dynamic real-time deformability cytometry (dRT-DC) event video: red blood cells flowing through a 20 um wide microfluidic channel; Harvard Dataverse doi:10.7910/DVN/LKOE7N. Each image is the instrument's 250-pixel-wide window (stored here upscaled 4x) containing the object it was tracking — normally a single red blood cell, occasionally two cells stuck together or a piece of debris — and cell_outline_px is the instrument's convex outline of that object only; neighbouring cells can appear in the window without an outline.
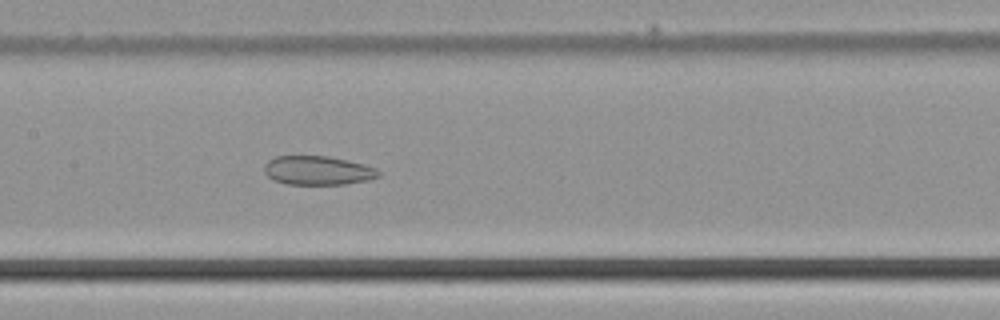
{"species": "common noctule bat (a hibernating species)", "species_latin": "Nyctalus noctula", "temperature_condition": "cold", "stored_images_in_passage": 38, "camera_frame_rate_fps": 3000, "um_per_image_px": 0.085, "animal": {"sex": "male", "body_mass_g": 21.5, "forearm_length_mm": 52.0}, "frame": {"image": 1, "passage_image": 12, "time_ms": 3.667, "image_size_px": [1000, 320], "cell_outline_px": [[380, 176], [368, 180], [344, 184], [288, 184], [272, 180], [264, 172], [264, 164], [268, 160], [276, 156], [328, 156], [376, 168], [380, 172]], "centroid_in_image_um": [26.97, 14.49], "position_along_channel_um": 180.4, "area_um2": 19.13}}
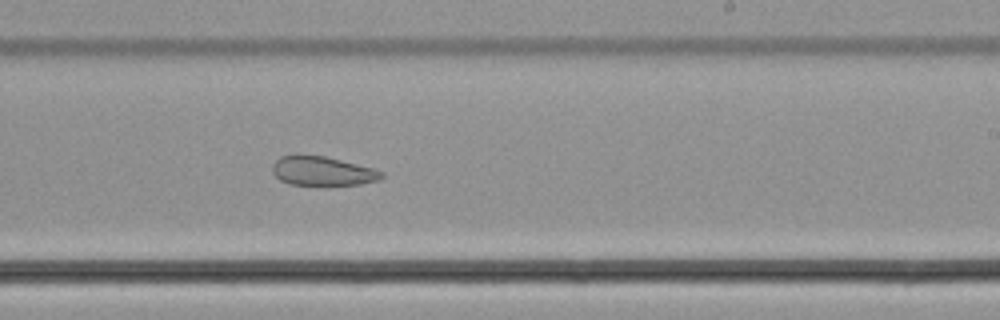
{"frame": {"image": 2, "passage_image": 18, "time_ms": 5.667, "image_size_px": [1000, 320], "cell_outline_px": [[384, 176], [380, 180], [360, 184], [288, 184], [280, 180], [272, 172], [272, 164], [280, 156], [296, 152], [324, 156], [372, 168], [384, 172]], "centroid_in_image_um": [27.35, 14.5], "position_along_channel_um": 261.7, "area_um2": 18.73}}
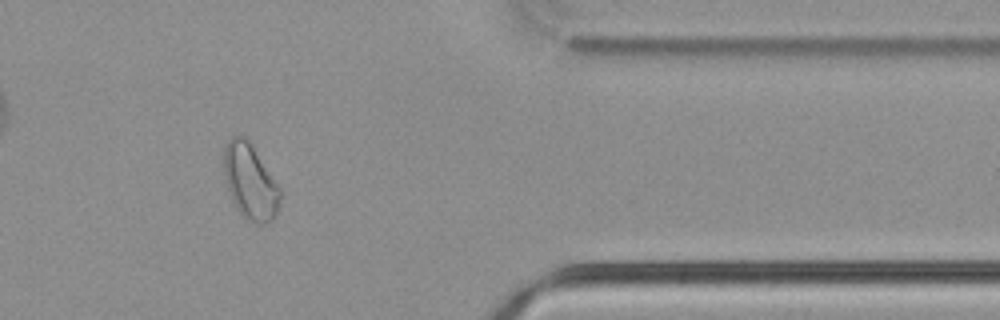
{"frame": {"image": 3, "passage_image": 29, "time_ms": 9.333, "image_size_px": [1000, 320], "cell_outline_px": [[284, 192], [276, 216], [268, 224], [256, 224], [244, 220], [236, 208], [232, 200], [224, 176], [224, 144], [232, 136], [244, 136], [248, 140]], "centroid_in_image_um": [21.3, 15.5], "position_along_channel_um": 390.1, "area_um2": 25.26}}